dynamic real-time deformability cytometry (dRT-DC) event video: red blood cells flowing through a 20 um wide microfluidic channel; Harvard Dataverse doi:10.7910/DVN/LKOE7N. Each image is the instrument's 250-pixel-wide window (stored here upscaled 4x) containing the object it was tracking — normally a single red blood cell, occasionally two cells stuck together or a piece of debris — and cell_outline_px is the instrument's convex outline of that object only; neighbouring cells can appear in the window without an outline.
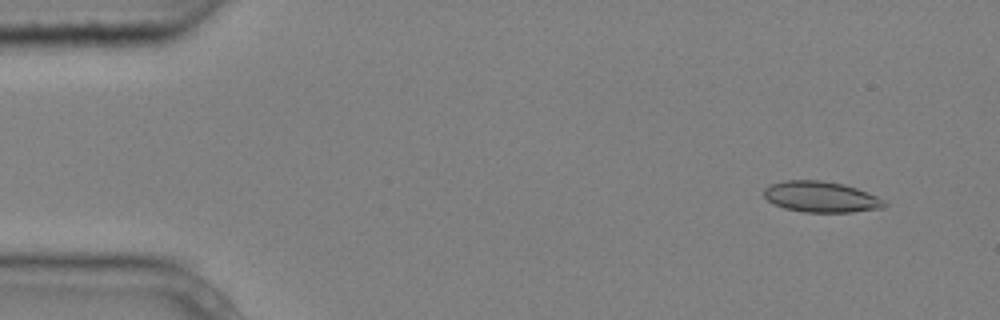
{"species": "common noctule bat (a hibernating species)", "species_latin": "Nyctalus noctula", "temperature_condition": "cold", "stored_images_in_passage": 6, "camera_frame_rate_fps": 3000, "um_per_image_px": 0.085, "animal": {"sex": "male", "body_mass_g": 20.4}, "frame": {"image": 1, "passage_image": 2, "time_ms": 0.333, "image_size_px": [1000, 320], "cell_outline_px": [[888, 204], [884, 208], [852, 212], [804, 212], [784, 208], [768, 200], [764, 196], [764, 188], [772, 184], [784, 180], [820, 180], [844, 184], [868, 192], [884, 200]], "centroid_in_image_um": [69.81, 16.73], "position_along_channel_um": 15.2, "area_um2": 21.68}}
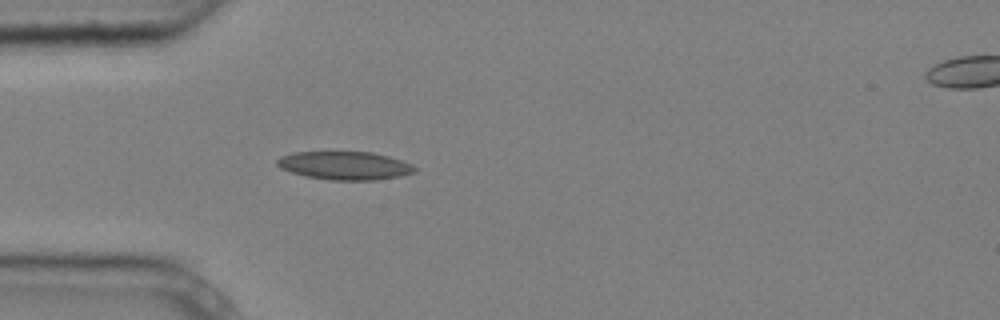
{"frame": {"image": 2, "passage_image": 5, "time_ms": 1.333, "image_size_px": [1000, 320], "cell_outline_px": [[416, 172], [400, 176], [376, 180], [332, 180], [304, 176], [280, 168], [276, 164], [276, 160], [280, 156], [292, 152], [372, 152], [388, 156], [412, 164], [416, 168]], "centroid_in_image_um": [29.29, 14.07], "position_along_channel_um": 55.7, "area_um2": 22.72}}